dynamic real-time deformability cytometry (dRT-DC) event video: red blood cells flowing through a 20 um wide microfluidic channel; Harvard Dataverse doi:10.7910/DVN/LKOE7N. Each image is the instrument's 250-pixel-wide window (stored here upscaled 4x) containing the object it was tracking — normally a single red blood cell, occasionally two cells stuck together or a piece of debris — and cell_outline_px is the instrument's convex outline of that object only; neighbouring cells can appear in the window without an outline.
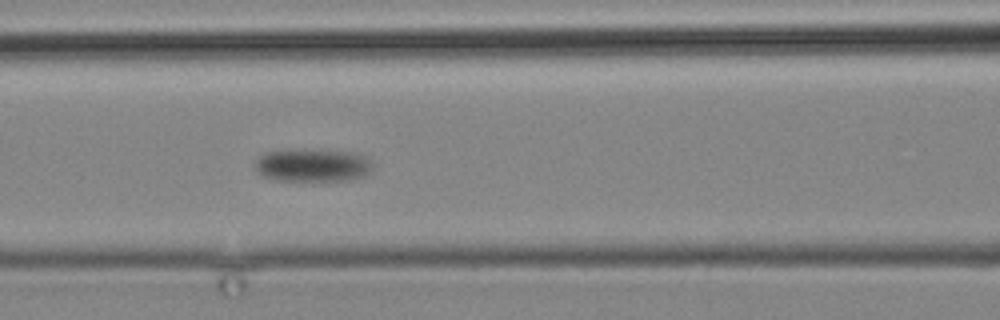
{"species": "common noctule bat (a hibernating species)", "species_latin": "Nyctalus noctula", "temperature_condition": "cold", "stored_images_in_passage": 15, "camera_frame_rate_fps": 3000, "um_per_image_px": 0.085, "animal": {"sex": "male", "body_mass_g": 19.2, "forearm_length_mm": 51.8}, "frame": {"image": 1, "passage_image": 15, "time_ms": 17.667, "image_size_px": [1000, 320], "cell_outline_px": [[372, 172], [364, 176], [348, 180], [272, 180], [264, 176], [252, 168], [256, 160], [260, 156], [268, 152], [292, 148], [300, 148], [356, 152], [368, 156], [372, 164]], "centroid_in_image_um": [26.59, 14.02], "position_along_channel_um": 140.0, "area_um2": 23.24}}